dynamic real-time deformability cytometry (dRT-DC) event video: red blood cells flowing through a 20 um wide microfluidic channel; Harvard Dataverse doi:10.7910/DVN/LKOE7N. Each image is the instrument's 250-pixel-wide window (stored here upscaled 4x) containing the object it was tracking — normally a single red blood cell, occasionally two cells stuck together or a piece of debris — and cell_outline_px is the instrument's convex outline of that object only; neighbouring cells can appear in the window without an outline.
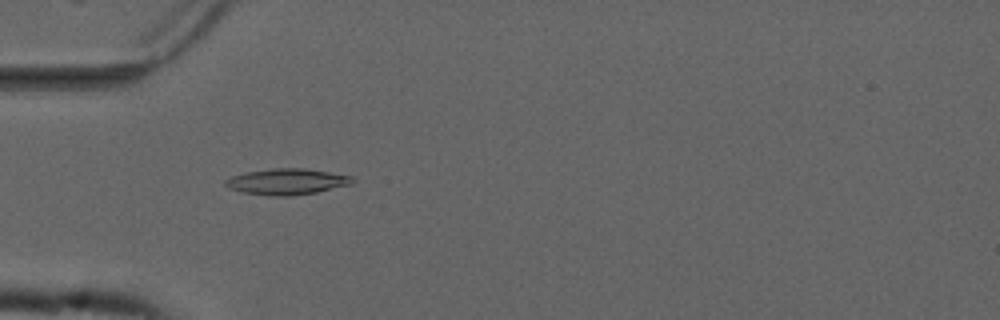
{"species": "common noctule bat (a hibernating species)", "species_latin": "Nyctalus noctula", "temperature_condition": "cold", "stored_images_in_passage": 40, "camera_frame_rate_fps": 3000, "um_per_image_px": 0.085, "animal": {"sex": "male", "forearm_length_mm": 52.5}, "frame": {"image": 1, "passage_image": 7, "time_ms": 2.0, "image_size_px": [1000, 320], "cell_outline_px": [[352, 184], [316, 192], [288, 196], [272, 196], [244, 192], [228, 188], [224, 184], [224, 180], [232, 176], [244, 172], [272, 168], [304, 168], [352, 176]], "centroid_in_image_um": [24.34, 15.43], "position_along_channel_um": 60.7, "area_um2": 19.13}}
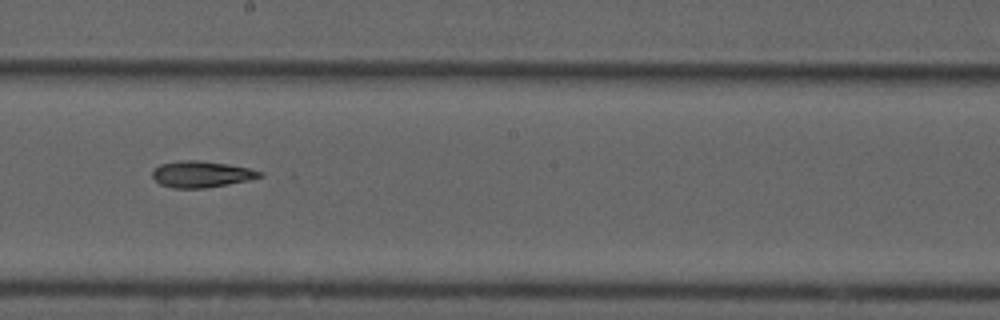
{"frame": {"image": 2, "passage_image": 21, "time_ms": 6.667, "image_size_px": [1000, 320], "cell_outline_px": [[264, 176], [248, 180], [228, 184], [204, 188], [172, 188], [160, 184], [152, 176], [152, 172], [160, 164], [184, 160], [196, 160], [228, 164], [248, 168], [264, 172]], "centroid_in_image_um": [17.14, 14.81], "position_along_channel_um": 231.1, "area_um2": 16.36}}
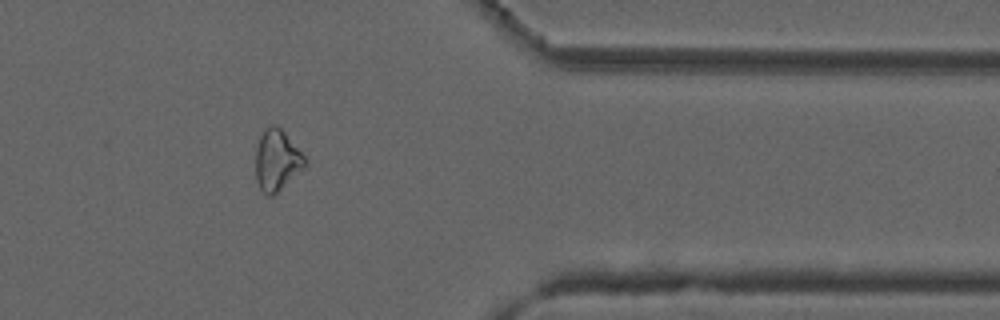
{"frame": {"image": 3, "passage_image": 35, "time_ms": 11.333, "image_size_px": [1000, 320], "cell_outline_px": [[308, 164], [304, 168], [272, 196], [268, 196], [260, 188], [256, 180], [256, 148], [260, 136], [264, 128], [268, 124], [276, 124], [284, 132], [308, 160]], "centroid_in_image_um": [23.54, 13.59], "position_along_channel_um": 387.9, "area_um2": 17.51}}